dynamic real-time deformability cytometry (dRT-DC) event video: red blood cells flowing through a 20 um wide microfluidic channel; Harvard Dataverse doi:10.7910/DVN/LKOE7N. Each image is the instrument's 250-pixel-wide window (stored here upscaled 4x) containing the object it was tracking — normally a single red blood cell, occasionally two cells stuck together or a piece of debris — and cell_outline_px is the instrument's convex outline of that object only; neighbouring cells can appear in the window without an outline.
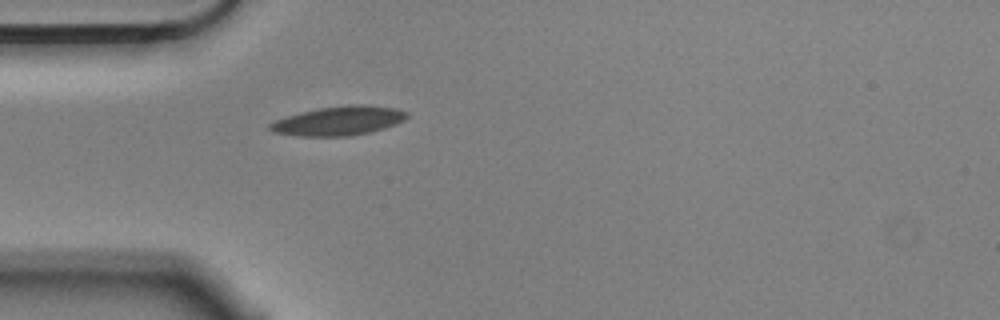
{"species": "Egyptian fruit bat (a non-hibernating species)", "species_latin": "Rousettus aegyptiacus", "temperature_condition": "cold", "stored_images_in_passage": 4, "camera_frame_rate_fps": 3000, "um_per_image_px": 0.085, "animal": {"sex": "male"}, "frame": {"image": 1, "passage_image": 4, "time_ms": 1.0, "image_size_px": [1000, 320], "cell_outline_px": [[408, 116], [404, 120], [396, 124], [384, 128], [368, 132], [348, 136], [300, 136], [272, 132], [268, 128], [268, 124], [276, 120], [300, 112], [320, 108], [348, 104], [364, 104], [396, 108], [408, 112]], "centroid_in_image_um": [28.8, 10.26], "position_along_channel_um": 56.2, "area_um2": 23.24}}